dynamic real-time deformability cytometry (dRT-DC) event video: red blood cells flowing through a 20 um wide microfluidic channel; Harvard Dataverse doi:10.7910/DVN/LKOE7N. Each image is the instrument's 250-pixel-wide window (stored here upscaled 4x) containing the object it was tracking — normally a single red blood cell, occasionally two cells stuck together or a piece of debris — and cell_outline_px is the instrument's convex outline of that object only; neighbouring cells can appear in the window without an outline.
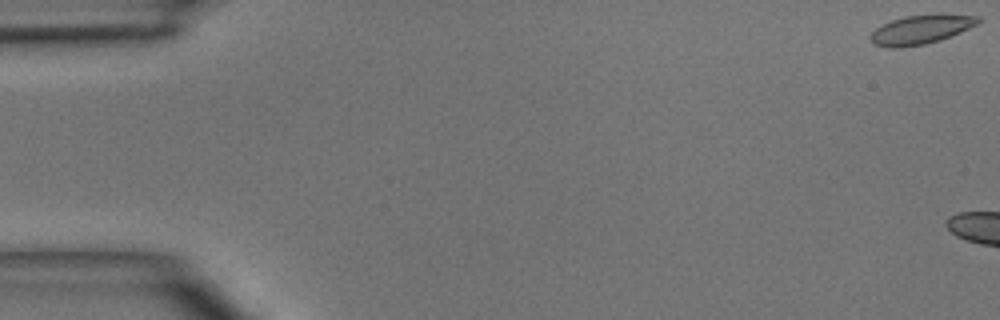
{"species": "common noctule bat (a hibernating species)", "species_latin": "Nyctalus noctula", "temperature_condition": "room temperature", "stored_images_in_passage": 3, "camera_frame_rate_fps": 3000, "um_per_image_px": 0.085, "animal": {"sex": "male", "body_mass_g": 15.6}, "frame": {"image": 1, "passage_image": 1, "time_ms": 0.0, "image_size_px": [1000, 320], "cell_outline_px": [[984, 20], [960, 32], [940, 40], [924, 44], [896, 48], [892, 48], [876, 44], [868, 40], [868, 36], [876, 28], [892, 20], [904, 16], [936, 12], [940, 12], [980, 16]], "centroid_in_image_um": [78.32, 2.46], "position_along_channel_um": 6.7, "area_um2": 18.67}}